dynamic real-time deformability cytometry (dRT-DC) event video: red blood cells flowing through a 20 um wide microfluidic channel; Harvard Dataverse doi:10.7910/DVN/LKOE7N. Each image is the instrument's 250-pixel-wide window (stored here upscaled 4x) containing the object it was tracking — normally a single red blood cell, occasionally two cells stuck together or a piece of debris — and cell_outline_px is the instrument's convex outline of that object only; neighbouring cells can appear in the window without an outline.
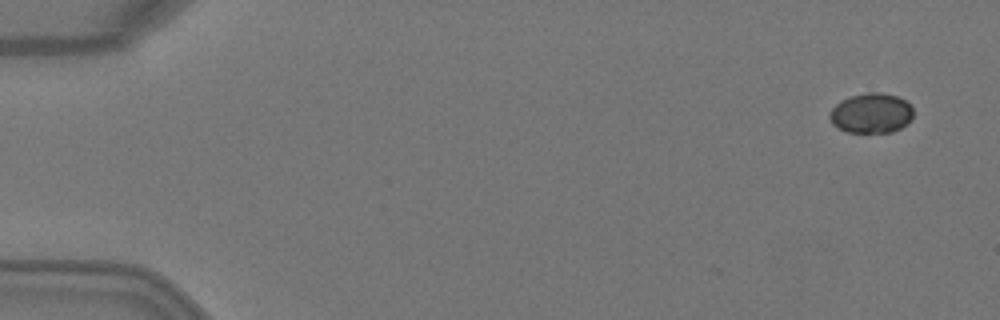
{"species": "Egyptian fruit bat (a non-hibernating species)", "species_latin": "Rousettus aegyptiacus", "temperature_condition": "warm", "stored_images_in_passage": 4, "camera_frame_rate_fps": 3000, "um_per_image_px": 0.085, "animal": {"sex": "female"}, "frame": {"image": 1, "passage_image": 1, "time_ms": 0.0, "image_size_px": [1000, 320], "cell_outline_px": [[912, 120], [908, 124], [892, 132], [848, 132], [832, 124], [828, 116], [828, 112], [840, 100], [852, 96], [868, 92], [880, 92], [896, 96], [904, 100], [912, 108]], "centroid_in_image_um": [74.04, 9.62], "position_along_channel_um": 11.0, "area_um2": 19.48}}